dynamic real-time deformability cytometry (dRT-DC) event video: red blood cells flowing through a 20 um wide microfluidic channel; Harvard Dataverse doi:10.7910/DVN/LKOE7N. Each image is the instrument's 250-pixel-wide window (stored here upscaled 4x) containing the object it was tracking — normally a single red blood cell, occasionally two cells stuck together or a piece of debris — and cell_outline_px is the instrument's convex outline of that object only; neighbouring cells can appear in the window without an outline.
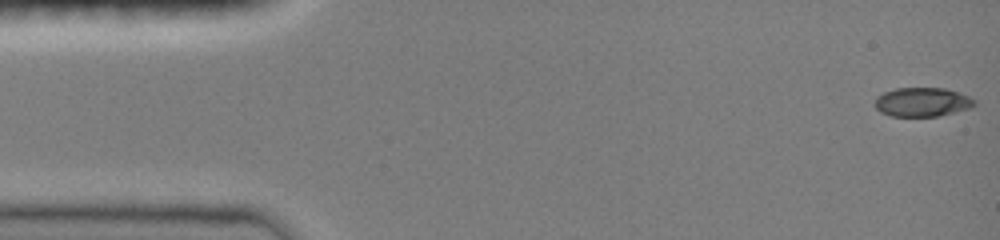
{"species": "common noctule bat (a hibernating species)", "species_latin": "Nyctalus noctula", "temperature_condition": "room temperature", "stored_images_in_passage": 42, "camera_frame_rate_fps": 3000, "um_per_image_px": 0.085, "animal": {"sex": "female", "body_mass_g": 19.0, "forearm_length_mm": 51.5}, "frame": {"image": 1, "passage_image": 1, "time_ms": 0.0, "image_size_px": [1000, 240], "cell_outline_px": [[976, 104], [968, 108], [936, 116], [888, 116], [880, 112], [876, 108], [876, 96], [884, 92], [896, 88], [944, 88], [960, 92], [976, 100]], "centroid_in_image_um": [78.37, 8.66], "position_along_channel_um": 6.6, "area_um2": 16.76}}
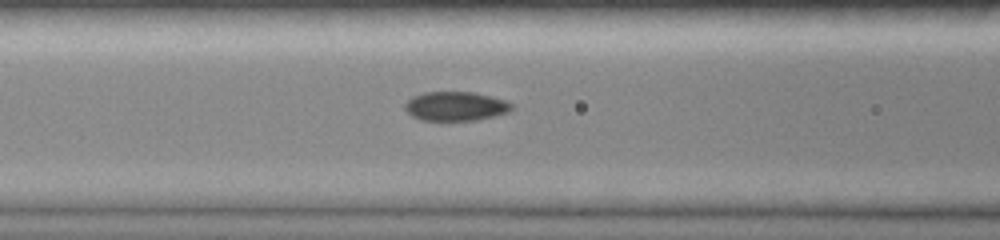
{"frame": {"image": 2, "passage_image": 25, "time_ms": 6.0, "image_size_px": [1000, 240], "cell_outline_px": [[512, 108], [508, 112], [476, 120], [420, 120], [412, 116], [404, 108], [404, 104], [412, 96], [424, 92], [472, 92], [492, 96], [504, 100], [512, 104]], "centroid_in_image_um": [38.69, 9.02], "position_along_channel_um": 127.9, "area_um2": 18.03}}
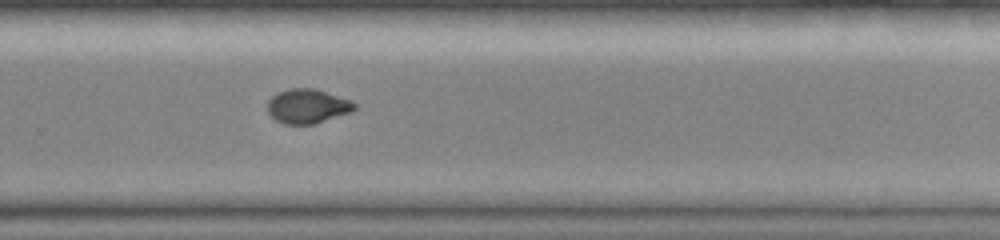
{"frame": {"image": 3, "passage_image": 41, "time_ms": 10.333, "image_size_px": [1000, 240], "cell_outline_px": [[356, 108], [352, 112], [316, 124], [284, 124], [276, 120], [268, 112], [268, 100], [272, 96], [288, 88], [312, 88], [352, 100], [356, 104]], "centroid_in_image_um": [26.16, 9.03], "position_along_channel_um": 303.6, "area_um2": 17.46}}